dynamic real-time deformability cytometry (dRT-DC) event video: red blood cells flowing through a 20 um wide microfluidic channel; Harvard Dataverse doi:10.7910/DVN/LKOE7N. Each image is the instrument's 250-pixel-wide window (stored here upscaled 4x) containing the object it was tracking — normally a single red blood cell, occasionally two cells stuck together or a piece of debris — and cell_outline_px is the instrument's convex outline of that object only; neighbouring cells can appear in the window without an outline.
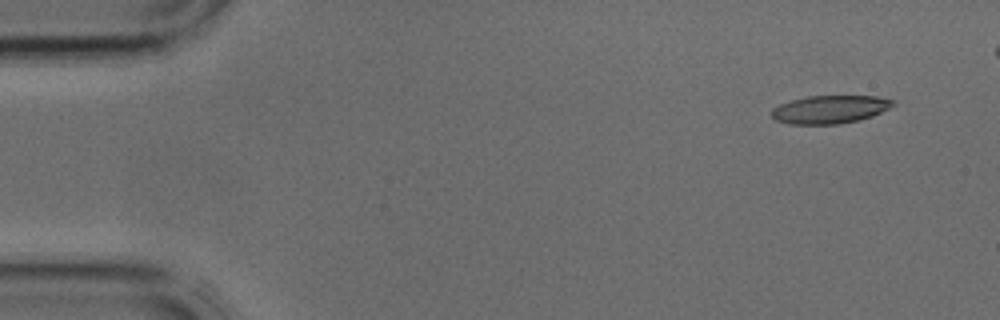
{"species": "common noctule bat (a hibernating species)", "species_latin": "Nyctalus noctula", "temperature_condition": "cold", "stored_images_in_passage": 3, "camera_frame_rate_fps": 3000, "um_per_image_px": 0.085, "animal": {"sex": "male", "body_mass_g": 17.9, "forearm_length_mm": 54.2}, "frame": {"image": 1, "passage_image": 1, "time_ms": 0.0, "image_size_px": [1000, 320], "cell_outline_px": [[896, 104], [872, 116], [860, 120], [840, 124], [788, 124], [776, 120], [772, 116], [772, 108], [780, 104], [792, 100], [808, 96], [876, 96], [896, 100]], "centroid_in_image_um": [70.56, 9.3], "position_along_channel_um": 14.4, "area_um2": 19.88}}